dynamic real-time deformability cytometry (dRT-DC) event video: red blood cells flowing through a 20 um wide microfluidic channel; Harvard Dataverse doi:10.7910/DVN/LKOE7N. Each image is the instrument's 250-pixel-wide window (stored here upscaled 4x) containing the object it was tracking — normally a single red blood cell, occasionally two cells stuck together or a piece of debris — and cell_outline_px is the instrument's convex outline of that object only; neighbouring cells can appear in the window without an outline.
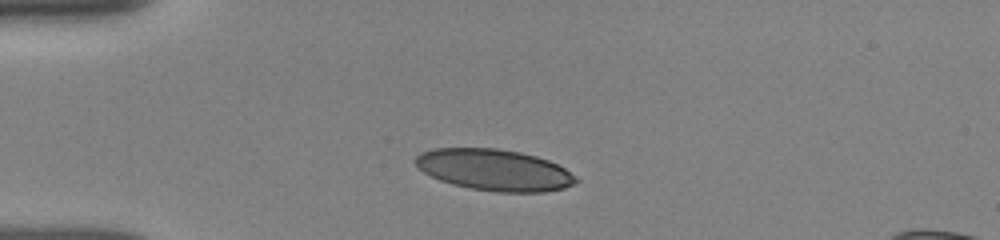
{"species": "human", "species_latin": "Homo sapiens", "temperature_condition": "room temperature", "stored_images_in_passage": 33, "camera_frame_rate_fps": 3000, "um_per_image_px": 0.085, "donor": {"sex": "female"}, "frame": {"image": 1, "passage_image": 1, "time_ms": 0.0, "image_size_px": [1000, 240], "cell_outline_px": [[580, 180], [564, 188], [544, 192], [496, 192], [472, 188], [452, 184], [440, 180], [424, 172], [416, 164], [416, 156], [420, 152], [432, 148], [496, 148], [520, 152], [536, 156], [548, 160], [564, 168], [576, 176]], "centroid_in_image_um": [42.03, 14.44], "position_along_channel_um": 43.0, "area_um2": 38.55}}
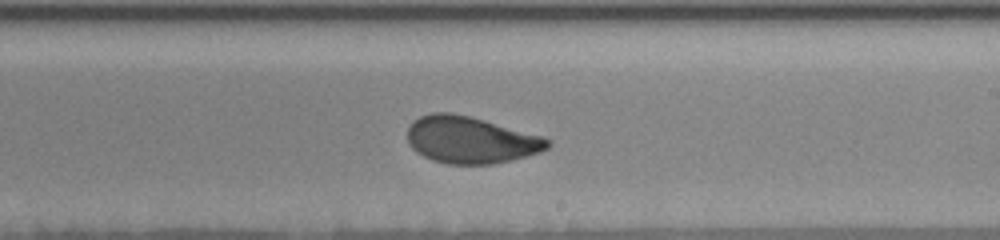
{"frame": {"image": 2, "passage_image": 19, "time_ms": 6.0, "image_size_px": [1000, 240], "cell_outline_px": [[552, 144], [548, 148], [540, 152], [492, 164], [448, 164], [432, 160], [416, 152], [408, 144], [408, 128], [420, 116], [432, 112], [452, 112], [484, 120], [544, 136], [552, 140]], "centroid_in_image_um": [40.02, 11.89], "position_along_channel_um": 249.0, "area_um2": 38.21}}
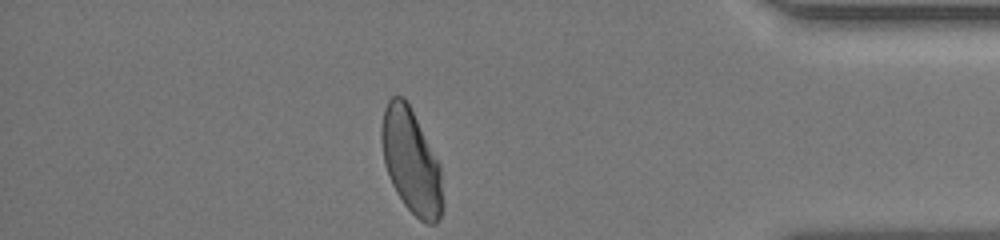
{"frame": {"image": 3, "passage_image": 33, "time_ms": 10.667, "image_size_px": [1000, 240], "cell_outline_px": [[444, 208], [436, 224], [428, 224], [420, 220], [404, 204], [396, 192], [388, 176], [384, 164], [380, 140], [380, 128], [384, 108], [388, 100], [392, 96], [404, 96], [440, 164], [444, 204]], "centroid_in_image_um": [34.94, 13.73], "position_along_channel_um": 400.3, "area_um2": 37.45}, "authors_computed_cell_mechanics": {"area_um2": 38.2058, "velocity_mm_per_s": 3.8879, "shape_relaxation_time_tau1_ms": 3.6872, "shape_relaxation_time_tau2_ms": 0.7271, "deformation_change_tau1": 0.1539, "deformation_change_tau2": 0.0667}}